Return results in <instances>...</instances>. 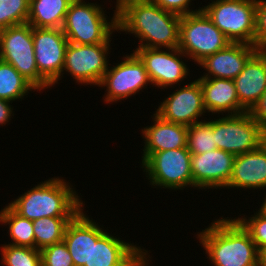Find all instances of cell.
<instances>
[{
	"label": "cell",
	"mask_w": 266,
	"mask_h": 266,
	"mask_svg": "<svg viewBox=\"0 0 266 266\" xmlns=\"http://www.w3.org/2000/svg\"><path fill=\"white\" fill-rule=\"evenodd\" d=\"M41 257L42 266H74L64 241L43 248Z\"/></svg>",
	"instance_id": "obj_31"
},
{
	"label": "cell",
	"mask_w": 266,
	"mask_h": 266,
	"mask_svg": "<svg viewBox=\"0 0 266 266\" xmlns=\"http://www.w3.org/2000/svg\"><path fill=\"white\" fill-rule=\"evenodd\" d=\"M83 209L68 223L63 238L74 266H90L91 219Z\"/></svg>",
	"instance_id": "obj_22"
},
{
	"label": "cell",
	"mask_w": 266,
	"mask_h": 266,
	"mask_svg": "<svg viewBox=\"0 0 266 266\" xmlns=\"http://www.w3.org/2000/svg\"><path fill=\"white\" fill-rule=\"evenodd\" d=\"M122 59L123 61L115 66H108L98 86L106 87L103 100L107 104L128 99L147 88L148 84H152L143 62L134 52L123 56Z\"/></svg>",
	"instance_id": "obj_11"
},
{
	"label": "cell",
	"mask_w": 266,
	"mask_h": 266,
	"mask_svg": "<svg viewBox=\"0 0 266 266\" xmlns=\"http://www.w3.org/2000/svg\"><path fill=\"white\" fill-rule=\"evenodd\" d=\"M207 227L197 233V238L211 264L260 266V251L236 217L216 219Z\"/></svg>",
	"instance_id": "obj_2"
},
{
	"label": "cell",
	"mask_w": 266,
	"mask_h": 266,
	"mask_svg": "<svg viewBox=\"0 0 266 266\" xmlns=\"http://www.w3.org/2000/svg\"><path fill=\"white\" fill-rule=\"evenodd\" d=\"M147 253L135 266H148L150 263L148 262L151 258ZM149 257V258H148Z\"/></svg>",
	"instance_id": "obj_37"
},
{
	"label": "cell",
	"mask_w": 266,
	"mask_h": 266,
	"mask_svg": "<svg viewBox=\"0 0 266 266\" xmlns=\"http://www.w3.org/2000/svg\"><path fill=\"white\" fill-rule=\"evenodd\" d=\"M171 50V51H170ZM143 62L149 75L152 85L164 90L167 87H174L175 84L181 85L184 78L190 74L182 60L187 56L179 49L162 48H136L133 51ZM182 57V58H181Z\"/></svg>",
	"instance_id": "obj_14"
},
{
	"label": "cell",
	"mask_w": 266,
	"mask_h": 266,
	"mask_svg": "<svg viewBox=\"0 0 266 266\" xmlns=\"http://www.w3.org/2000/svg\"><path fill=\"white\" fill-rule=\"evenodd\" d=\"M264 195H265V198L263 199L262 204H261V206H260L258 211L266 214V194H264Z\"/></svg>",
	"instance_id": "obj_38"
},
{
	"label": "cell",
	"mask_w": 266,
	"mask_h": 266,
	"mask_svg": "<svg viewBox=\"0 0 266 266\" xmlns=\"http://www.w3.org/2000/svg\"><path fill=\"white\" fill-rule=\"evenodd\" d=\"M233 80L239 103L249 112L266 90V50H258Z\"/></svg>",
	"instance_id": "obj_19"
},
{
	"label": "cell",
	"mask_w": 266,
	"mask_h": 266,
	"mask_svg": "<svg viewBox=\"0 0 266 266\" xmlns=\"http://www.w3.org/2000/svg\"><path fill=\"white\" fill-rule=\"evenodd\" d=\"M225 188H266V149L262 145L253 151L235 156L232 175Z\"/></svg>",
	"instance_id": "obj_20"
},
{
	"label": "cell",
	"mask_w": 266,
	"mask_h": 266,
	"mask_svg": "<svg viewBox=\"0 0 266 266\" xmlns=\"http://www.w3.org/2000/svg\"><path fill=\"white\" fill-rule=\"evenodd\" d=\"M0 211V223L8 225V233L16 246L35 248L33 222L17 214L8 204Z\"/></svg>",
	"instance_id": "obj_24"
},
{
	"label": "cell",
	"mask_w": 266,
	"mask_h": 266,
	"mask_svg": "<svg viewBox=\"0 0 266 266\" xmlns=\"http://www.w3.org/2000/svg\"><path fill=\"white\" fill-rule=\"evenodd\" d=\"M153 125L141 129L144 139L142 164L154 153L186 147L188 126L164 120L153 113Z\"/></svg>",
	"instance_id": "obj_18"
},
{
	"label": "cell",
	"mask_w": 266,
	"mask_h": 266,
	"mask_svg": "<svg viewBox=\"0 0 266 266\" xmlns=\"http://www.w3.org/2000/svg\"><path fill=\"white\" fill-rule=\"evenodd\" d=\"M12 102L0 99V125L7 124L14 116ZM12 106V107H11Z\"/></svg>",
	"instance_id": "obj_35"
},
{
	"label": "cell",
	"mask_w": 266,
	"mask_h": 266,
	"mask_svg": "<svg viewBox=\"0 0 266 266\" xmlns=\"http://www.w3.org/2000/svg\"><path fill=\"white\" fill-rule=\"evenodd\" d=\"M217 149L240 155L262 145L263 129L249 112L227 115L213 120Z\"/></svg>",
	"instance_id": "obj_9"
},
{
	"label": "cell",
	"mask_w": 266,
	"mask_h": 266,
	"mask_svg": "<svg viewBox=\"0 0 266 266\" xmlns=\"http://www.w3.org/2000/svg\"><path fill=\"white\" fill-rule=\"evenodd\" d=\"M97 3L74 0L65 15L61 29L68 42L79 45L111 43V35L118 30L117 4L111 21Z\"/></svg>",
	"instance_id": "obj_4"
},
{
	"label": "cell",
	"mask_w": 266,
	"mask_h": 266,
	"mask_svg": "<svg viewBox=\"0 0 266 266\" xmlns=\"http://www.w3.org/2000/svg\"><path fill=\"white\" fill-rule=\"evenodd\" d=\"M191 157L187 147L154 152L141 168L153 188L184 190L192 187Z\"/></svg>",
	"instance_id": "obj_8"
},
{
	"label": "cell",
	"mask_w": 266,
	"mask_h": 266,
	"mask_svg": "<svg viewBox=\"0 0 266 266\" xmlns=\"http://www.w3.org/2000/svg\"><path fill=\"white\" fill-rule=\"evenodd\" d=\"M74 0H30L27 22L37 28H61Z\"/></svg>",
	"instance_id": "obj_23"
},
{
	"label": "cell",
	"mask_w": 266,
	"mask_h": 266,
	"mask_svg": "<svg viewBox=\"0 0 266 266\" xmlns=\"http://www.w3.org/2000/svg\"><path fill=\"white\" fill-rule=\"evenodd\" d=\"M258 51L255 45L230 43L226 48L206 56L198 63L207 73L200 78L235 79L247 61Z\"/></svg>",
	"instance_id": "obj_17"
},
{
	"label": "cell",
	"mask_w": 266,
	"mask_h": 266,
	"mask_svg": "<svg viewBox=\"0 0 266 266\" xmlns=\"http://www.w3.org/2000/svg\"><path fill=\"white\" fill-rule=\"evenodd\" d=\"M1 255L3 266H42L41 251L36 248L5 244Z\"/></svg>",
	"instance_id": "obj_28"
},
{
	"label": "cell",
	"mask_w": 266,
	"mask_h": 266,
	"mask_svg": "<svg viewBox=\"0 0 266 266\" xmlns=\"http://www.w3.org/2000/svg\"><path fill=\"white\" fill-rule=\"evenodd\" d=\"M259 261H260V266H266V247L260 250Z\"/></svg>",
	"instance_id": "obj_36"
},
{
	"label": "cell",
	"mask_w": 266,
	"mask_h": 266,
	"mask_svg": "<svg viewBox=\"0 0 266 266\" xmlns=\"http://www.w3.org/2000/svg\"><path fill=\"white\" fill-rule=\"evenodd\" d=\"M254 45L266 50V0H256Z\"/></svg>",
	"instance_id": "obj_32"
},
{
	"label": "cell",
	"mask_w": 266,
	"mask_h": 266,
	"mask_svg": "<svg viewBox=\"0 0 266 266\" xmlns=\"http://www.w3.org/2000/svg\"><path fill=\"white\" fill-rule=\"evenodd\" d=\"M30 0H0V30L27 23Z\"/></svg>",
	"instance_id": "obj_29"
},
{
	"label": "cell",
	"mask_w": 266,
	"mask_h": 266,
	"mask_svg": "<svg viewBox=\"0 0 266 266\" xmlns=\"http://www.w3.org/2000/svg\"><path fill=\"white\" fill-rule=\"evenodd\" d=\"M249 113L263 131H266V90Z\"/></svg>",
	"instance_id": "obj_34"
},
{
	"label": "cell",
	"mask_w": 266,
	"mask_h": 266,
	"mask_svg": "<svg viewBox=\"0 0 266 266\" xmlns=\"http://www.w3.org/2000/svg\"><path fill=\"white\" fill-rule=\"evenodd\" d=\"M202 87L204 106L208 113L223 116L247 112L239 103L234 80L222 78H198Z\"/></svg>",
	"instance_id": "obj_21"
},
{
	"label": "cell",
	"mask_w": 266,
	"mask_h": 266,
	"mask_svg": "<svg viewBox=\"0 0 266 266\" xmlns=\"http://www.w3.org/2000/svg\"><path fill=\"white\" fill-rule=\"evenodd\" d=\"M252 217H237L236 219L249 232L252 241L260 251L266 247V214L257 211Z\"/></svg>",
	"instance_id": "obj_30"
},
{
	"label": "cell",
	"mask_w": 266,
	"mask_h": 266,
	"mask_svg": "<svg viewBox=\"0 0 266 266\" xmlns=\"http://www.w3.org/2000/svg\"><path fill=\"white\" fill-rule=\"evenodd\" d=\"M201 10L232 42L254 45L256 0H211Z\"/></svg>",
	"instance_id": "obj_5"
},
{
	"label": "cell",
	"mask_w": 266,
	"mask_h": 266,
	"mask_svg": "<svg viewBox=\"0 0 266 266\" xmlns=\"http://www.w3.org/2000/svg\"><path fill=\"white\" fill-rule=\"evenodd\" d=\"M32 37L39 75L54 87L62 75L68 39L61 28L32 27Z\"/></svg>",
	"instance_id": "obj_12"
},
{
	"label": "cell",
	"mask_w": 266,
	"mask_h": 266,
	"mask_svg": "<svg viewBox=\"0 0 266 266\" xmlns=\"http://www.w3.org/2000/svg\"><path fill=\"white\" fill-rule=\"evenodd\" d=\"M232 43L202 11L181 16L178 48L193 62Z\"/></svg>",
	"instance_id": "obj_7"
},
{
	"label": "cell",
	"mask_w": 266,
	"mask_h": 266,
	"mask_svg": "<svg viewBox=\"0 0 266 266\" xmlns=\"http://www.w3.org/2000/svg\"><path fill=\"white\" fill-rule=\"evenodd\" d=\"M117 32L138 37L137 48H178L181 16L153 0H118Z\"/></svg>",
	"instance_id": "obj_1"
},
{
	"label": "cell",
	"mask_w": 266,
	"mask_h": 266,
	"mask_svg": "<svg viewBox=\"0 0 266 266\" xmlns=\"http://www.w3.org/2000/svg\"><path fill=\"white\" fill-rule=\"evenodd\" d=\"M194 123L188 126L186 147L191 154H203L217 149L215 133L213 132V119Z\"/></svg>",
	"instance_id": "obj_27"
},
{
	"label": "cell",
	"mask_w": 266,
	"mask_h": 266,
	"mask_svg": "<svg viewBox=\"0 0 266 266\" xmlns=\"http://www.w3.org/2000/svg\"><path fill=\"white\" fill-rule=\"evenodd\" d=\"M234 160L235 155L220 149L192 154V187L225 189L232 175Z\"/></svg>",
	"instance_id": "obj_16"
},
{
	"label": "cell",
	"mask_w": 266,
	"mask_h": 266,
	"mask_svg": "<svg viewBox=\"0 0 266 266\" xmlns=\"http://www.w3.org/2000/svg\"><path fill=\"white\" fill-rule=\"evenodd\" d=\"M36 89L9 63L0 60V99L13 102Z\"/></svg>",
	"instance_id": "obj_26"
},
{
	"label": "cell",
	"mask_w": 266,
	"mask_h": 266,
	"mask_svg": "<svg viewBox=\"0 0 266 266\" xmlns=\"http://www.w3.org/2000/svg\"><path fill=\"white\" fill-rule=\"evenodd\" d=\"M159 7L163 10L175 13L177 15L183 16L187 14H192L201 10L200 7L198 9L193 10L189 8V5L193 0H153Z\"/></svg>",
	"instance_id": "obj_33"
},
{
	"label": "cell",
	"mask_w": 266,
	"mask_h": 266,
	"mask_svg": "<svg viewBox=\"0 0 266 266\" xmlns=\"http://www.w3.org/2000/svg\"><path fill=\"white\" fill-rule=\"evenodd\" d=\"M110 47V43L79 45L69 42L60 80L66 71L79 85L99 86L108 70L109 59L107 60V56L110 54Z\"/></svg>",
	"instance_id": "obj_10"
},
{
	"label": "cell",
	"mask_w": 266,
	"mask_h": 266,
	"mask_svg": "<svg viewBox=\"0 0 266 266\" xmlns=\"http://www.w3.org/2000/svg\"><path fill=\"white\" fill-rule=\"evenodd\" d=\"M8 205L20 216L34 221L44 217H74L85 204L70 182L53 177L27 190Z\"/></svg>",
	"instance_id": "obj_3"
},
{
	"label": "cell",
	"mask_w": 266,
	"mask_h": 266,
	"mask_svg": "<svg viewBox=\"0 0 266 266\" xmlns=\"http://www.w3.org/2000/svg\"><path fill=\"white\" fill-rule=\"evenodd\" d=\"M178 88L160 103L155 112L166 121L186 126L203 121L199 118L207 114V111L200 82L195 79Z\"/></svg>",
	"instance_id": "obj_15"
},
{
	"label": "cell",
	"mask_w": 266,
	"mask_h": 266,
	"mask_svg": "<svg viewBox=\"0 0 266 266\" xmlns=\"http://www.w3.org/2000/svg\"><path fill=\"white\" fill-rule=\"evenodd\" d=\"M91 218L90 266H135L148 251L120 240Z\"/></svg>",
	"instance_id": "obj_13"
},
{
	"label": "cell",
	"mask_w": 266,
	"mask_h": 266,
	"mask_svg": "<svg viewBox=\"0 0 266 266\" xmlns=\"http://www.w3.org/2000/svg\"><path fill=\"white\" fill-rule=\"evenodd\" d=\"M0 60L11 64L37 91L51 88L39 75L28 22L0 30Z\"/></svg>",
	"instance_id": "obj_6"
},
{
	"label": "cell",
	"mask_w": 266,
	"mask_h": 266,
	"mask_svg": "<svg viewBox=\"0 0 266 266\" xmlns=\"http://www.w3.org/2000/svg\"><path fill=\"white\" fill-rule=\"evenodd\" d=\"M262 146L266 149V131L262 134Z\"/></svg>",
	"instance_id": "obj_39"
},
{
	"label": "cell",
	"mask_w": 266,
	"mask_h": 266,
	"mask_svg": "<svg viewBox=\"0 0 266 266\" xmlns=\"http://www.w3.org/2000/svg\"><path fill=\"white\" fill-rule=\"evenodd\" d=\"M73 217H44L33 222L35 248H43L62 242L68 223Z\"/></svg>",
	"instance_id": "obj_25"
}]
</instances>
